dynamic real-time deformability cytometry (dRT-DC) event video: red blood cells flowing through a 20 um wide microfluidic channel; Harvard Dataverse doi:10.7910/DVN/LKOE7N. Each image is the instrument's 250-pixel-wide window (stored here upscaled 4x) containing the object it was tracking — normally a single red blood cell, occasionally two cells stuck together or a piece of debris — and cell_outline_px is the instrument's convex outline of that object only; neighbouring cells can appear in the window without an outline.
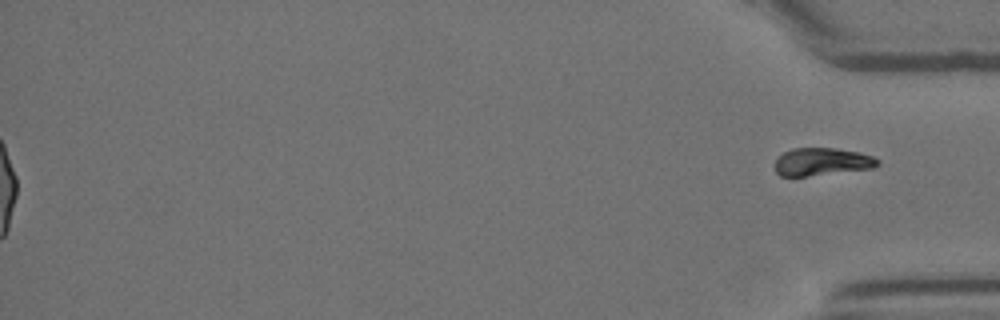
{"species": "Egyptian fruit bat (a non-hibernating species)", "species_latin": "Rousettus aegyptiacus", "temperature_condition": "room temperature", "stored_images_in_passage": 56, "segment_of_instrument_passage": [2, 2], "camera_frame_rate_fps": 3000, "um_per_image_px": 0.085, "animal": {"sex": "female"}, "frame": {"image": 1, "passage_image": 56, "time_ms": 18.333, "image_size_px": [1000, 320], "cell_outline_px": [[880, 164], [872, 168], [804, 176], [780, 176], [776, 172], [776, 160], [784, 152], [792, 148], [836, 148], [860, 152], [872, 156], [880, 160]], "centroid_in_image_um": [69.88, 13.73], "position_along_channel_um": 365.3, "area_um2": 16.42}}